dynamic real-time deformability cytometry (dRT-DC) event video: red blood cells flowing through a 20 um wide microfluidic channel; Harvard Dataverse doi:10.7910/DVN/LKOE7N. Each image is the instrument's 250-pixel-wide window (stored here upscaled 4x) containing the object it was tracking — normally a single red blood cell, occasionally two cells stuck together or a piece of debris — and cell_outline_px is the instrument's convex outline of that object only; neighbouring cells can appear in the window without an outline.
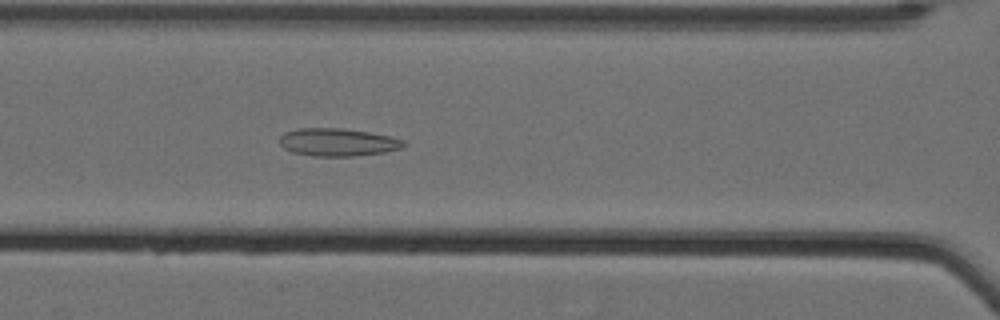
{"species": "Egyptian fruit bat (a non-hibernating species)", "species_latin": "Rousettus aegyptiacus", "temperature_condition": "cold", "stored_images_in_passage": 61, "camera_frame_rate_fps": 3000, "um_per_image_px": 0.085, "animal": {"sex": "female"}, "frame": {"image": 1, "passage_image": 31, "time_ms": 10.0, "image_size_px": [1000, 320], "cell_outline_px": [[408, 144], [400, 148], [384, 152], [352, 156], [316, 156], [292, 152], [284, 148], [280, 144], [280, 136], [284, 132], [296, 128], [340, 128], [368, 132], [388, 136], [404, 140]], "centroid_in_image_um": [28.68, 12.08], "position_along_channel_um": 137.9, "area_um2": 20.0}}
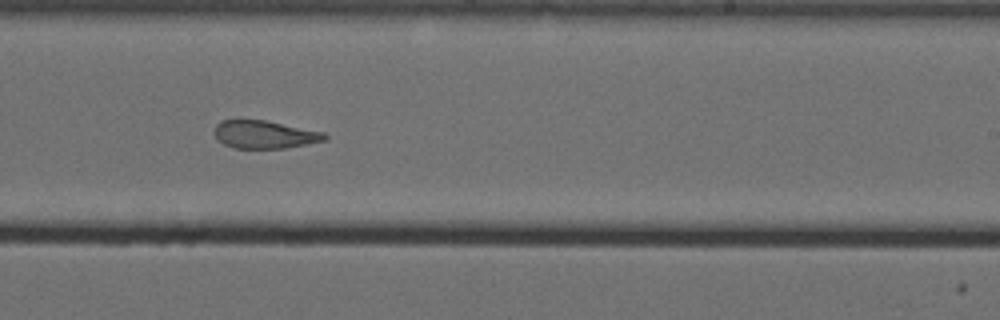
{"frame": {"image": 2, "passage_image": 42, "time_ms": 13.667, "image_size_px": [1000, 320], "cell_outline_px": [[328, 136], [324, 140], [284, 148], [236, 148], [224, 144], [216, 140], [212, 132], [216, 124], [220, 120], [264, 120], [324, 132]], "centroid_in_image_um": [22.41, 11.43], "position_along_channel_um": 266.6, "area_um2": 17.86}}
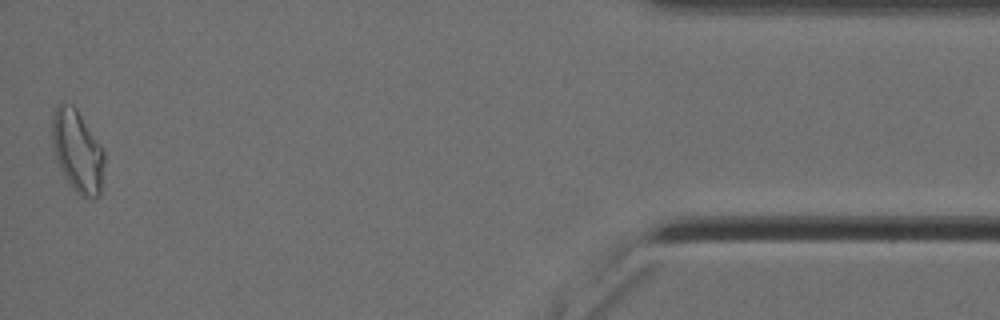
{"frame": {"image": 3, "passage_image": 61, "time_ms": 20.0, "image_size_px": [1000, 320], "cell_outline_px": [[104, 164], [100, 196], [80, 196], [76, 192], [60, 168], [56, 160], [52, 144], [52, 116], [60, 100], [64, 100], [72, 104], [76, 108], [104, 152]], "centroid_in_image_um": [6.56, 12.8], "position_along_channel_um": 428.6, "area_um2": 24.68}, "authors_computed_cell_mechanics": {"area_um2": 23.0044, "velocity_mm_per_s": 3.5072, "shape_relaxation_time_tau1_ms": null, "shape_relaxation_time_tau2_ms": 3.0345, "deformation_change_tau1": null, "deformation_change_tau2": 0.1167}}